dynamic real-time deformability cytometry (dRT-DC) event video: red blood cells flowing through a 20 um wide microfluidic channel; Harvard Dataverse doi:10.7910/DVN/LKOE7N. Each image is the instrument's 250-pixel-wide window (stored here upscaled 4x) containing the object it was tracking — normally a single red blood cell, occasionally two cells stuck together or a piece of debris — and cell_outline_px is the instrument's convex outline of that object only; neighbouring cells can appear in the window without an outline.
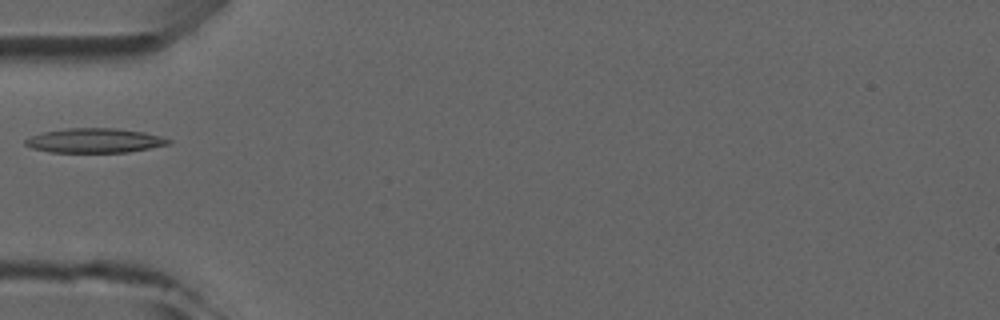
{"species": "common noctule bat (a hibernating species)", "species_latin": "Nyctalus noctula", "temperature_condition": "room temperature", "stored_images_in_passage": 4, "camera_frame_rate_fps": 3000, "um_per_image_px": 0.085, "animal": {"sex": "male", "forearm_length_mm": 52.5}, "frame": {"image": 1, "passage_image": 4, "time_ms": 4.333, "image_size_px": [1000, 320], "cell_outline_px": [[172, 140], [168, 144], [128, 152], [48, 152], [32, 148], [24, 144], [24, 140], [32, 136], [44, 132], [68, 128], [116, 128], [144, 132], [160, 136]], "centroid_in_image_um": [8.03, 11.94], "position_along_channel_um": 77.0, "area_um2": 20.23}}